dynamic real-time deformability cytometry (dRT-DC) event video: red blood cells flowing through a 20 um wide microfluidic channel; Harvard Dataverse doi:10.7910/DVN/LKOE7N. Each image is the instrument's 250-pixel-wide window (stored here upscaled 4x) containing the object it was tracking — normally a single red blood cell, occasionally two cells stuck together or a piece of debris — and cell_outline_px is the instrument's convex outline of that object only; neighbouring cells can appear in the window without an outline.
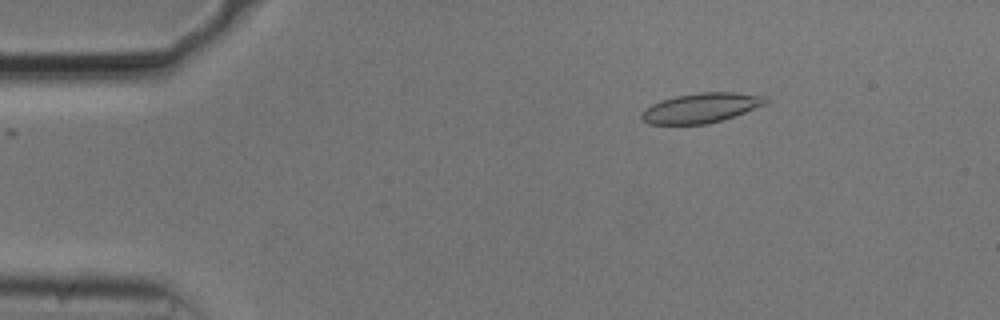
{"species": "common noctule bat (a hibernating species)", "species_latin": "Nyctalus noctula", "temperature_condition": "cold", "stored_images_in_passage": 48, "camera_frame_rate_fps": 3000, "um_per_image_px": 0.085, "animal": {"sex": "male", "body_mass_g": 20.5, "forearm_length_mm": 52.5}, "frame": {"image": 1, "passage_image": 2, "time_ms": 0.333, "image_size_px": [1000, 320], "cell_outline_px": [[768, 104], [708, 124], [648, 124], [640, 116], [644, 108], [660, 100], [676, 96], [700, 92], [736, 92], [768, 96]], "centroid_in_image_um": [59.61, 9.16], "position_along_channel_um": 25.4, "area_um2": 21.56}}
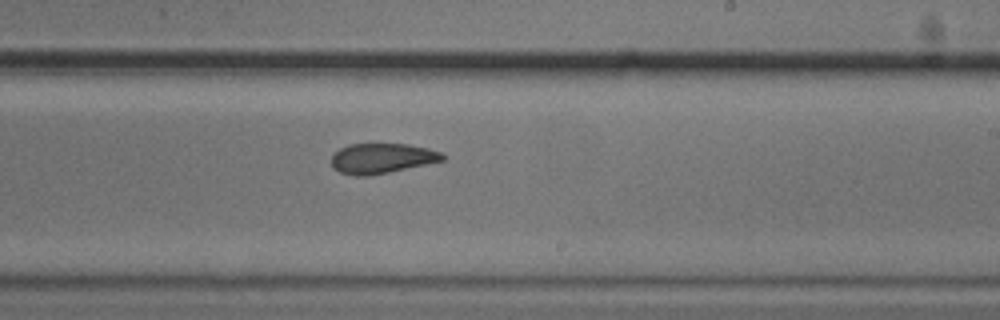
{"frame": {"image": 2, "passage_image": 26, "time_ms": 8.333, "image_size_px": [1000, 320], "cell_outline_px": [[448, 156], [444, 160], [388, 172], [368, 176], [356, 176], [340, 172], [332, 168], [332, 156], [340, 148], [348, 144], [408, 144], [428, 148], [440, 152]], "centroid_in_image_um": [32.46, 13.45], "position_along_channel_um": 256.5, "area_um2": 19.42}}
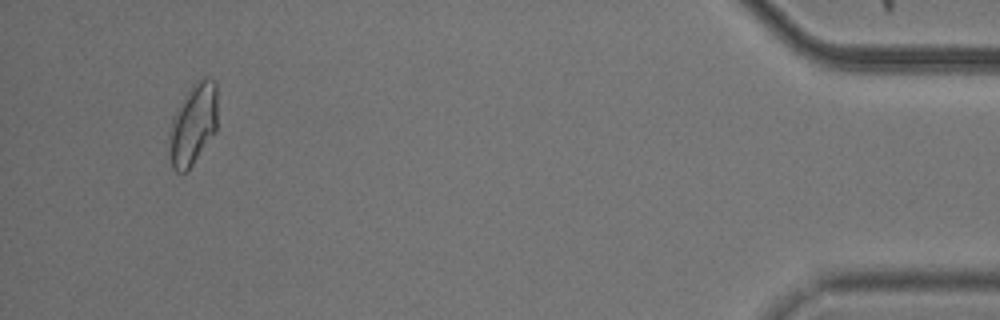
{"frame": {"image": 3, "passage_image": 45, "time_ms": 14.667, "image_size_px": [1000, 320], "cell_outline_px": [[216, 132], [192, 164], [184, 172], [176, 172], [172, 168], [168, 152], [168, 132], [172, 116], [176, 108], [192, 84], [204, 76], [212, 80], [216, 84]], "centroid_in_image_um": [16.37, 10.57], "position_along_channel_um": 418.8, "area_um2": 23.12}, "authors_computed_cell_mechanics": {"area_um2": 20.8658, "velocity_mm_per_s": 3.7181, "shape_relaxation_time_tau1_ms": 5.8681, "shape_relaxation_time_tau2_ms": 2.8096, "deformation_change_tau1": 0.1279, "deformation_change_tau2": 0.0817}}